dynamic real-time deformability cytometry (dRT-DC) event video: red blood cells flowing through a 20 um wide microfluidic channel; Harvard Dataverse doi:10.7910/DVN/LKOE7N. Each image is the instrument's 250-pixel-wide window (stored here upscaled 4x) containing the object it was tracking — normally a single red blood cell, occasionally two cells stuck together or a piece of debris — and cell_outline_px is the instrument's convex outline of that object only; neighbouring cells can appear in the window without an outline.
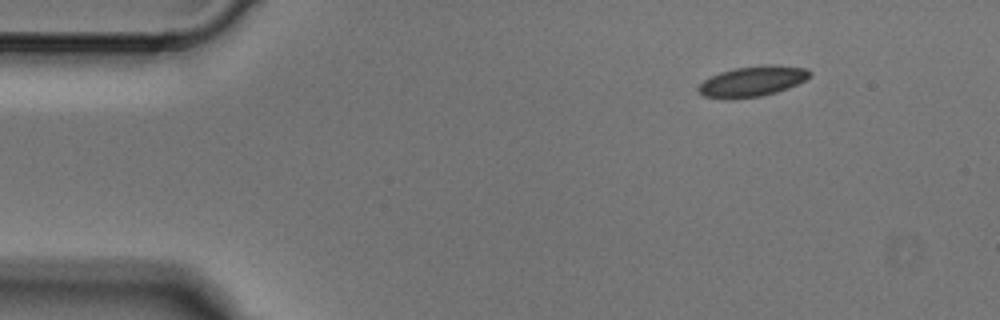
{"species": "Egyptian fruit bat (a non-hibernating species)", "species_latin": "Rousettus aegyptiacus", "temperature_condition": "cold", "stored_images_in_passage": 4, "camera_frame_rate_fps": 3000, "um_per_image_px": 0.085, "animal": {"sex": "male"}, "frame": {"image": 1, "passage_image": 1, "time_ms": 0.0, "image_size_px": [1000, 320], "cell_outline_px": [[812, 72], [804, 80], [788, 88], [776, 92], [760, 96], [732, 100], [704, 96], [696, 88], [704, 80], [720, 72], [736, 68], [764, 64], [776, 64], [808, 68]], "centroid_in_image_um": [63.96, 6.91], "position_along_channel_um": 21.0, "area_um2": 19.83}}
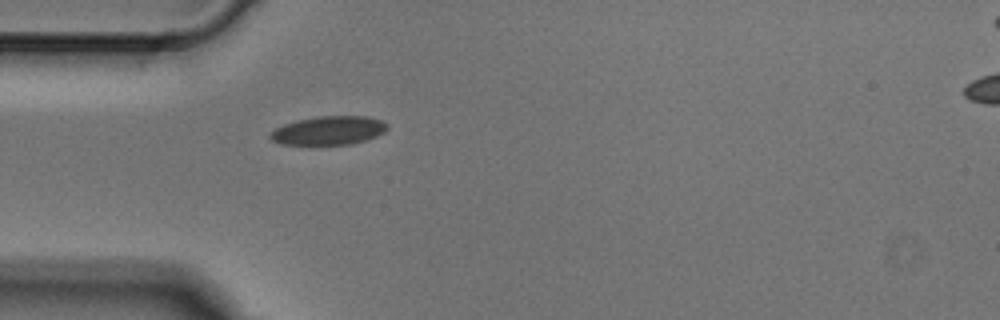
{"frame": {"image": 2, "passage_image": 3, "time_ms": 0.667, "image_size_px": [1000, 320], "cell_outline_px": [[388, 128], [384, 132], [376, 136], [352, 144], [284, 144], [272, 140], [268, 136], [276, 128], [284, 124], [296, 120], [320, 116], [368, 116], [380, 120], [388, 124]], "centroid_in_image_um": [27.96, 11.08], "position_along_channel_um": 57.0, "area_um2": 19.36}}